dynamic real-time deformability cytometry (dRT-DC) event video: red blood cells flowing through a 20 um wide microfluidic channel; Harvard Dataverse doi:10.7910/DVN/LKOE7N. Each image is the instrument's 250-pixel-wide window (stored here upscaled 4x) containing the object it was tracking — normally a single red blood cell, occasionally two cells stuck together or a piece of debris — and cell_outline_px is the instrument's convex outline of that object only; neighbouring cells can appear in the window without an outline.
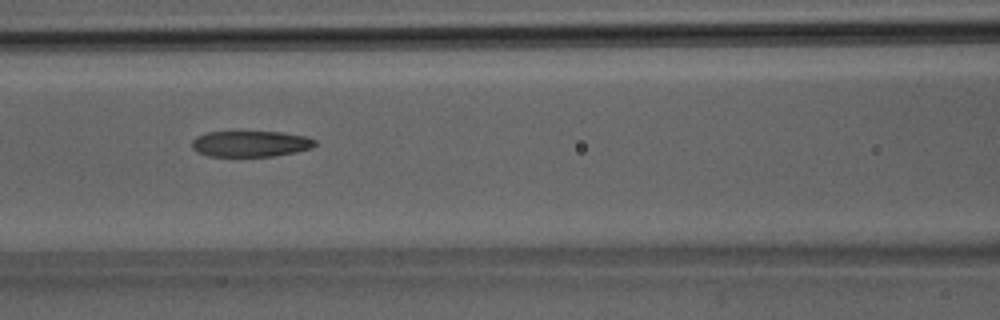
{"species": "Egyptian fruit bat (a non-hibernating species)", "species_latin": "Rousettus aegyptiacus", "temperature_condition": "room temperature", "stored_images_in_passage": 37, "camera_frame_rate_fps": 3000, "um_per_image_px": 0.085, "animal": {"sex": "male"}, "frame": {"image": 1, "passage_image": 16, "time_ms": 5.0, "image_size_px": [1000, 320], "cell_outline_px": [[316, 144], [312, 148], [296, 152], [272, 156], [208, 156], [196, 152], [192, 148], [192, 140], [196, 136], [208, 132], [280, 132], [308, 136], [316, 140]], "centroid_in_image_um": [21.3, 12.22], "position_along_channel_um": 145.3, "area_um2": 18.73}}
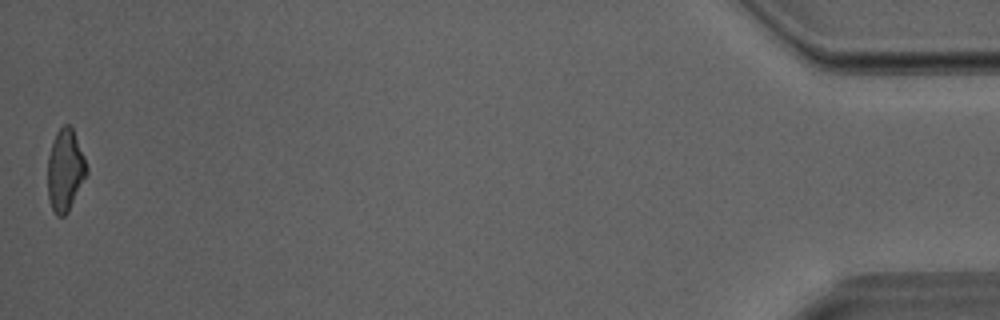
{"frame": {"image": 2, "passage_image": 37, "time_ms": 12.0, "image_size_px": [1000, 320], "cell_outline_px": [[88, 172], [68, 212], [64, 216], [56, 216], [48, 200], [48, 156], [52, 140], [56, 132], [64, 124], [68, 124], [72, 128], [84, 156], [88, 168]], "centroid_in_image_um": [5.53, 14.47], "position_along_channel_um": 429.7, "area_um2": 18.61}}